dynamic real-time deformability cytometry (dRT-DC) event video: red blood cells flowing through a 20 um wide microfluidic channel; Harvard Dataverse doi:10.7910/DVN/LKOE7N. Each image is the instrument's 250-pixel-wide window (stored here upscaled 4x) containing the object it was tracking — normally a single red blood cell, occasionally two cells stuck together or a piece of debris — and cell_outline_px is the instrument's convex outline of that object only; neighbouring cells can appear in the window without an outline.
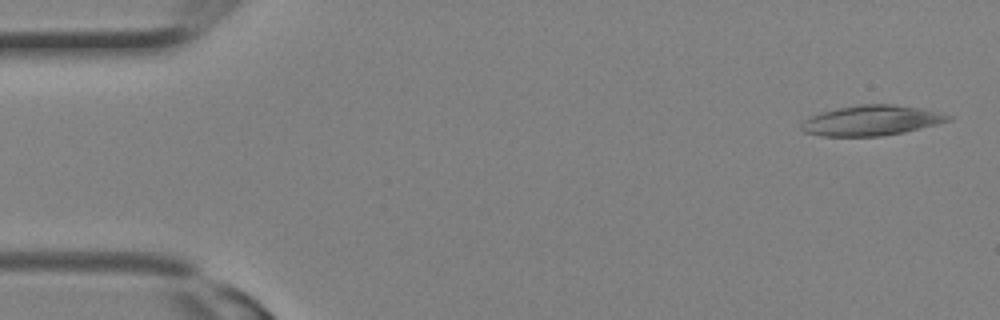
{"species": "Egyptian fruit bat (a non-hibernating species)", "species_latin": "Rousettus aegyptiacus", "temperature_condition": "room temperature", "stored_images_in_passage": 10, "camera_frame_rate_fps": 3000, "um_per_image_px": 0.085, "animal": {"sex": "female"}, "frame": {"image": 1, "passage_image": 1, "time_ms": 0.0, "image_size_px": [1000, 320], "cell_outline_px": [[952, 120], [904, 132], [880, 136], [820, 136], [804, 132], [800, 128], [800, 124], [804, 120], [820, 112], [836, 108], [860, 104], [896, 104], [920, 108], [940, 112], [952, 116]], "centroid_in_image_um": [74.05, 10.23], "position_along_channel_um": 10.9, "area_um2": 25.89}}
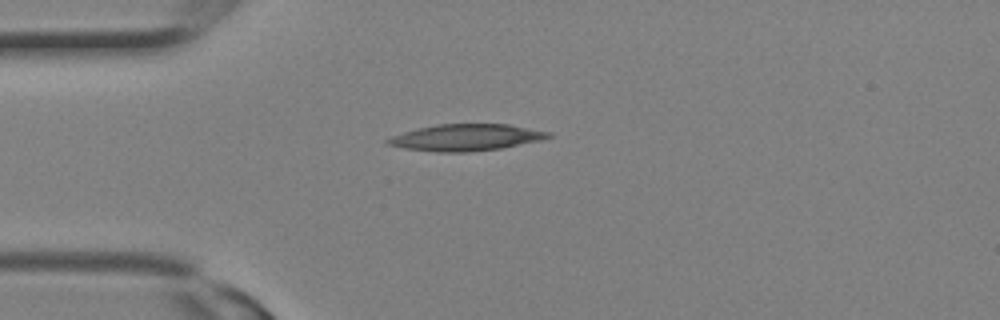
{"frame": {"image": 2, "passage_image": 7, "time_ms": 2.0, "image_size_px": [1000, 320], "cell_outline_px": [[552, 136], [540, 140], [500, 148], [468, 152], [436, 152], [404, 148], [384, 144], [384, 140], [392, 136], [404, 132], [436, 124], [508, 124], [552, 132]], "centroid_in_image_um": [39.59, 11.68], "position_along_channel_um": 45.4, "area_um2": 24.8}}
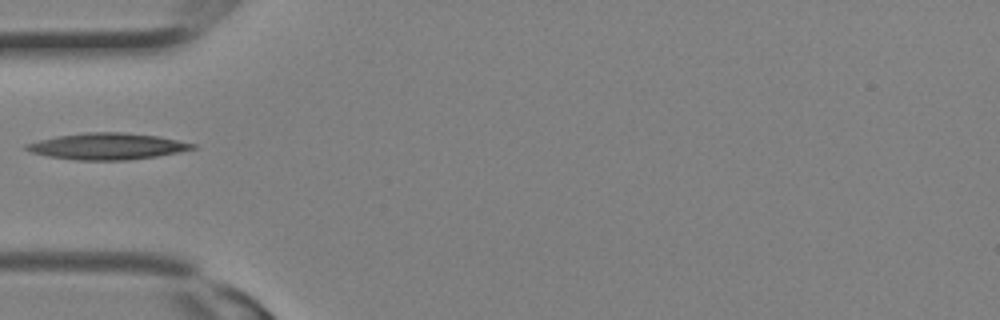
{"frame": {"image": 3, "passage_image": 9, "time_ms": 2.667, "image_size_px": [1000, 320], "cell_outline_px": [[196, 148], [180, 152], [156, 156], [128, 160], [76, 160], [48, 156], [32, 152], [24, 148], [24, 144], [56, 136], [84, 132], [124, 132], [156, 136], [196, 144]], "centroid_in_image_um": [9.1, 12.43], "position_along_channel_um": 75.9, "area_um2": 25.49}}